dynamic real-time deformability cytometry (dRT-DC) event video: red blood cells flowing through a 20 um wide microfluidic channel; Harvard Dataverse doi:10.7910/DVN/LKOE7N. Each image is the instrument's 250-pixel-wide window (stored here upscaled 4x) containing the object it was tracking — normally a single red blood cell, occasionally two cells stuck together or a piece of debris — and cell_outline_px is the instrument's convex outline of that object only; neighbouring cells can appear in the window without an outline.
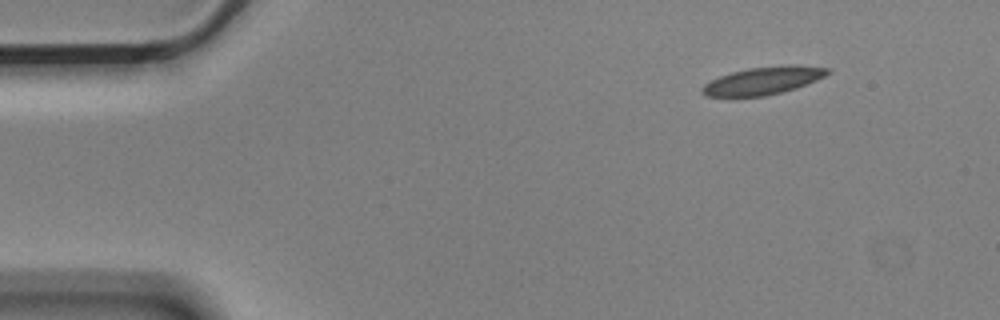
{"species": "Egyptian fruit bat (a non-hibernating species)", "species_latin": "Rousettus aegyptiacus", "temperature_condition": "cold", "stored_images_in_passage": 4, "camera_frame_rate_fps": 3000, "um_per_image_px": 0.085, "animal": {"sex": "male"}, "frame": {"image": 1, "passage_image": 1, "time_ms": 0.0, "image_size_px": [1000, 320], "cell_outline_px": [[832, 72], [808, 84], [796, 88], [764, 96], [704, 96], [700, 92], [700, 88], [704, 84], [720, 76], [732, 72], [748, 68], [788, 64], [796, 64], [832, 68]], "centroid_in_image_um": [64.91, 6.84], "position_along_channel_um": 20.1, "area_um2": 20.4}}
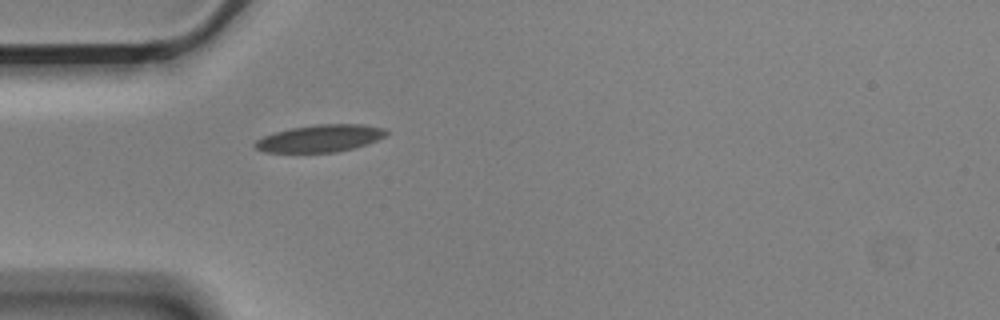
{"frame": {"image": 2, "passage_image": 4, "time_ms": 1.0, "image_size_px": [1000, 320], "cell_outline_px": [[388, 132], [384, 136], [376, 140], [352, 148], [336, 152], [264, 152], [256, 148], [252, 144], [256, 140], [264, 136], [276, 132], [292, 128], [316, 124], [364, 124], [384, 128]], "centroid_in_image_um": [27.19, 11.75], "position_along_channel_um": 57.8, "area_um2": 20.58}}